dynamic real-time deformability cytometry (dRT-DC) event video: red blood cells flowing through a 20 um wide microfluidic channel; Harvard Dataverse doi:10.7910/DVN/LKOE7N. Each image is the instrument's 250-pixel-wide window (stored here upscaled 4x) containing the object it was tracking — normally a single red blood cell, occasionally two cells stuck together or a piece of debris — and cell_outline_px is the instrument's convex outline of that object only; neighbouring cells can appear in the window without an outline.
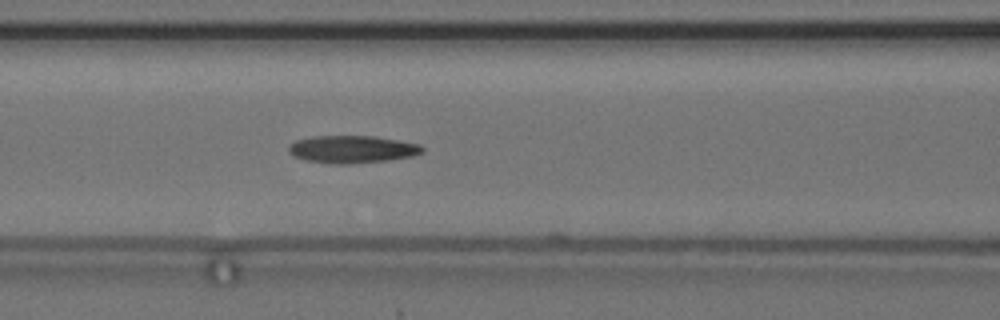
{"species": "common noctule bat (a hibernating species)", "species_latin": "Nyctalus noctula", "temperature_condition": "cold", "stored_images_in_passage": 5, "camera_frame_rate_fps": 3000, "um_per_image_px": 0.085, "animal": {"sex": "female", "body_mass_g": 24.6, "forearm_length_mm": 56.2}, "frame": {"image": 1, "passage_image": 5, "time_ms": 4.667, "image_size_px": [1000, 320], "cell_outline_px": [[424, 152], [412, 156], [388, 160], [348, 164], [332, 164], [308, 160], [292, 156], [288, 152], [288, 144], [296, 140], [312, 136], [376, 136], [420, 144], [424, 148]], "centroid_in_image_um": [29.92, 12.68], "position_along_channel_um": 136.7, "area_um2": 21.56}}